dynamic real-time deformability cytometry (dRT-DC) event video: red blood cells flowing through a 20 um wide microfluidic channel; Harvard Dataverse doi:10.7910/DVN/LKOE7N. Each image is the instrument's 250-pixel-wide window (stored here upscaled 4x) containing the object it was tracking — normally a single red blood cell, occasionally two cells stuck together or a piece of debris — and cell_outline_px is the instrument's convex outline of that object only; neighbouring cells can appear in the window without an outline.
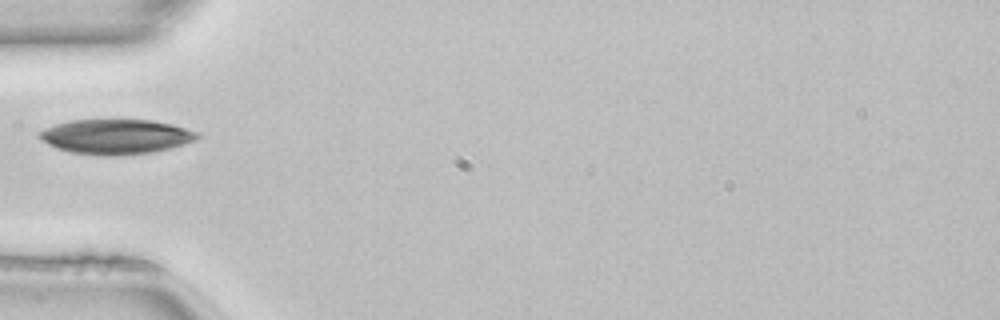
{"species": "common noctule bat (a hibernating species)", "species_latin": "Nyctalus noctula", "temperature_condition": "room temperature", "stored_images_in_passage": 34, "camera_frame_rate_fps": 3000, "um_per_image_px": 0.085, "animal": {"sex": "female", "body_mass_g": 22.7, "forearm_length_mm": 54.2}, "frame": {"image": 1, "passage_image": 1, "time_ms": 0.0, "image_size_px": [1000, 320], "cell_outline_px": [[200, 136], [196, 140], [172, 148], [152, 152], [112, 156], [104, 156], [68, 152], [56, 148], [48, 144], [36, 136], [36, 132], [44, 128], [56, 124], [72, 120], [152, 120], [172, 124], [200, 132]], "centroid_in_image_um": [9.84, 11.62], "position_along_channel_um": 75.2, "area_um2": 32.37}}
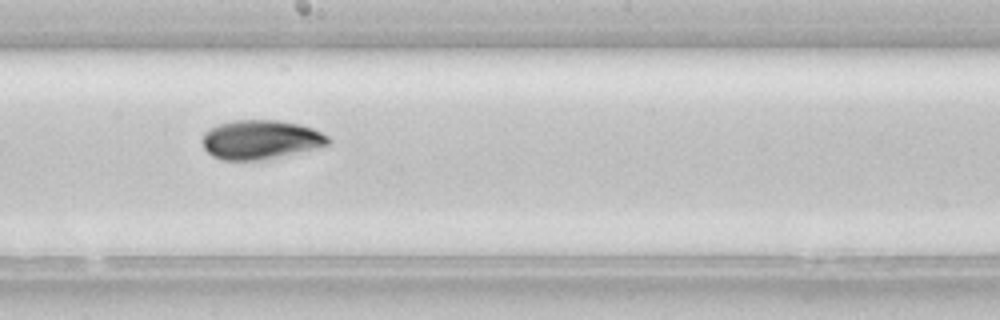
{"frame": {"image": 2, "passage_image": 12, "time_ms": 3.667, "image_size_px": [1000, 320], "cell_outline_px": [[332, 140], [328, 144], [316, 148], [264, 160], [220, 160], [212, 156], [204, 148], [200, 140], [204, 132], [208, 128], [216, 124], [232, 120], [280, 120], [300, 124], [312, 128], [328, 136]], "centroid_in_image_um": [22.1, 11.86], "position_along_channel_um": 226.1, "area_um2": 29.07}}
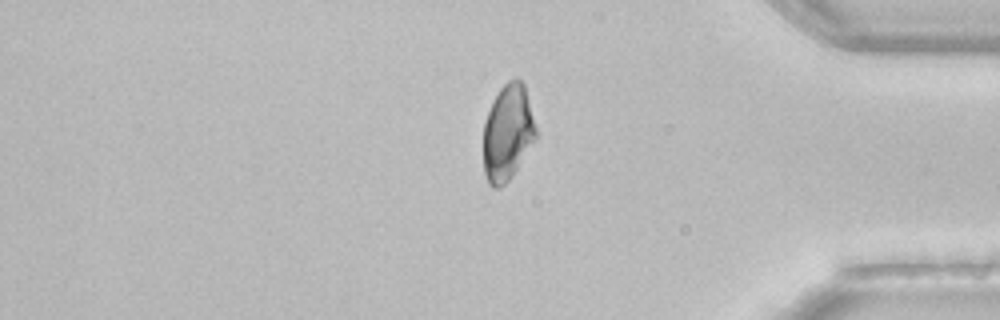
{"frame": {"image": 3, "passage_image": 26, "time_ms": 8.333, "image_size_px": [1000, 320], "cell_outline_px": [[536, 140], [512, 176], [500, 188], [492, 188], [488, 184], [484, 172], [484, 124], [488, 112], [500, 88], [508, 80], [516, 76], [524, 84], [536, 128]], "centroid_in_image_um": [43.16, 11.29], "position_along_channel_um": 392.0, "area_um2": 29.3}}